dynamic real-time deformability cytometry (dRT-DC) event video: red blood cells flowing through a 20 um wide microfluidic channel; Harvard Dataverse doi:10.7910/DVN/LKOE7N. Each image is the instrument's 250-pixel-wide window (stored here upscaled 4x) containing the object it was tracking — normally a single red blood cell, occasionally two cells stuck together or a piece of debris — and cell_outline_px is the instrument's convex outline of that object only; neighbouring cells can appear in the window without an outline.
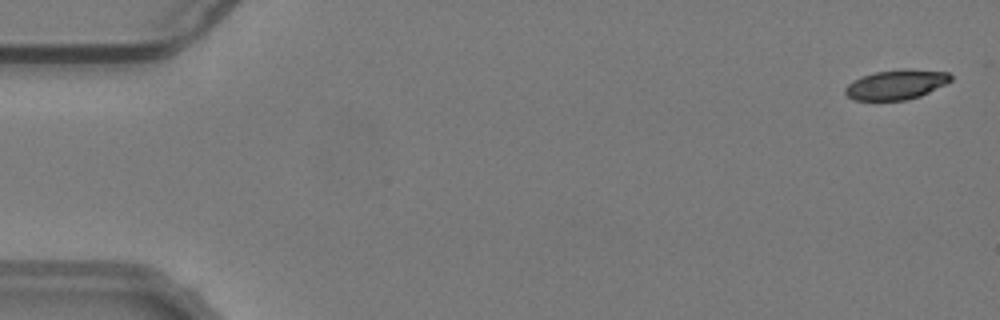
{"species": "common noctule bat (a hibernating species)", "species_latin": "Nyctalus noctula", "temperature_condition": "warm", "stored_images_in_passage": 56, "camera_frame_rate_fps": 3000, "um_per_image_px": 0.085, "animal": {"sex": "male", "body_mass_g": 19.2, "forearm_length_mm": 51.8}, "frame": {"image": 1, "passage_image": 2, "time_ms": 0.333, "image_size_px": [1000, 320], "cell_outline_px": [[952, 80], [920, 96], [904, 100], [856, 100], [848, 96], [844, 92], [844, 88], [848, 84], [864, 76], [876, 72], [948, 72], [952, 76]], "centroid_in_image_um": [76.12, 7.25], "position_along_channel_um": 8.9, "area_um2": 16.99}}
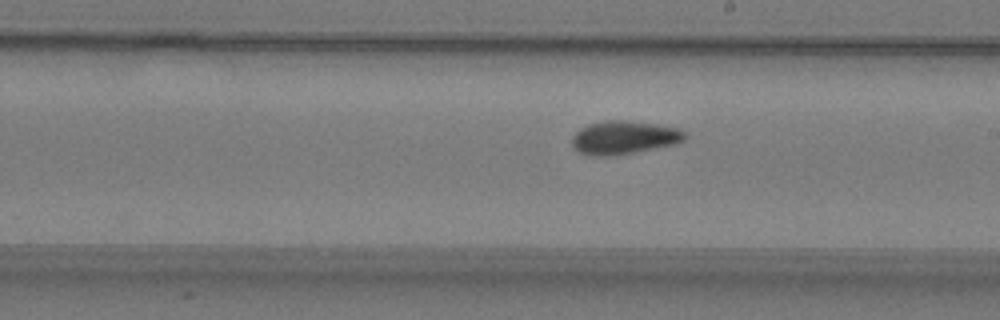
{"frame": {"image": 2, "passage_image": 32, "time_ms": 10.333, "image_size_px": [1000, 320], "cell_outline_px": [[688, 136], [684, 140], [676, 144], [632, 152], [608, 156], [592, 156], [580, 152], [572, 144], [572, 136], [580, 128], [588, 124], [604, 120], [624, 120], [652, 124], [676, 128], [684, 132]], "centroid_in_image_um": [53.01, 11.68], "position_along_channel_um": 236.0, "area_um2": 21.62}}
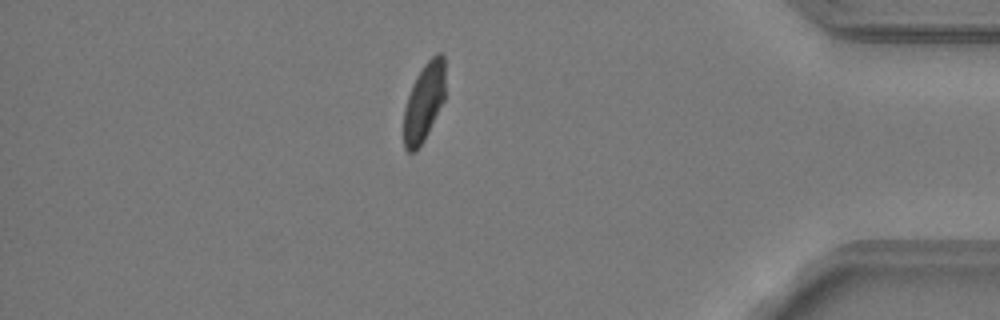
{"frame": {"image": 3, "passage_image": 48, "time_ms": 15.667, "image_size_px": [1000, 320], "cell_outline_px": [[444, 100], [424, 140], [416, 152], [408, 152], [404, 148], [404, 108], [408, 96], [416, 76], [424, 64], [436, 52], [440, 52], [444, 56]], "centroid_in_image_um": [36.03, 8.68], "position_along_channel_um": 399.2, "area_um2": 18.84}, "authors_computed_cell_mechanics": {"area_um2": 20.1433, "velocity_mm_per_s": 3.7665, "shape_relaxation_time_tau1_ms": 6.1718, "shape_relaxation_time_tau2_ms": 3.7589, "deformation_change_tau1": 0.1632, "deformation_change_tau2": 0.0805}}